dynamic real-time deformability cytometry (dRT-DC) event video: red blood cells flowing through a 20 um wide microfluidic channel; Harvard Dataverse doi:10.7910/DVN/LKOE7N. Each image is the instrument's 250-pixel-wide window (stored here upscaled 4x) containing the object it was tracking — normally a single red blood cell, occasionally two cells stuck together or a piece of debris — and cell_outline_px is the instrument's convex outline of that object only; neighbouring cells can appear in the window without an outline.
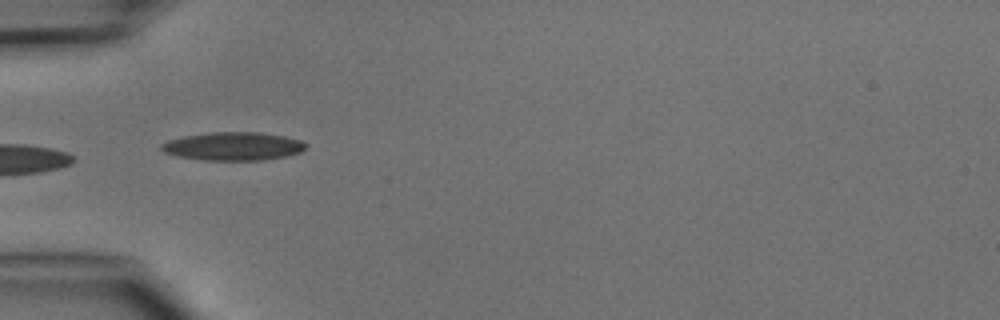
{"species": "common noctule bat (a hibernating species)", "species_latin": "Nyctalus noctula", "temperature_condition": "cold", "stored_images_in_passage": 5, "camera_frame_rate_fps": 3000, "um_per_image_px": 0.085, "animal": {"sex": "male", "body_mass_g": 15.6}, "frame": {"image": 1, "passage_image": 5, "time_ms": 4.667, "image_size_px": [1000, 320], "cell_outline_px": [[308, 144], [300, 152], [288, 156], [264, 160], [204, 160], [176, 156], [164, 152], [160, 148], [160, 144], [168, 140], [184, 136], [212, 132], [256, 132], [284, 136], [300, 140]], "centroid_in_image_um": [19.81, 12.43], "position_along_channel_um": 65.2, "area_um2": 23.81}}